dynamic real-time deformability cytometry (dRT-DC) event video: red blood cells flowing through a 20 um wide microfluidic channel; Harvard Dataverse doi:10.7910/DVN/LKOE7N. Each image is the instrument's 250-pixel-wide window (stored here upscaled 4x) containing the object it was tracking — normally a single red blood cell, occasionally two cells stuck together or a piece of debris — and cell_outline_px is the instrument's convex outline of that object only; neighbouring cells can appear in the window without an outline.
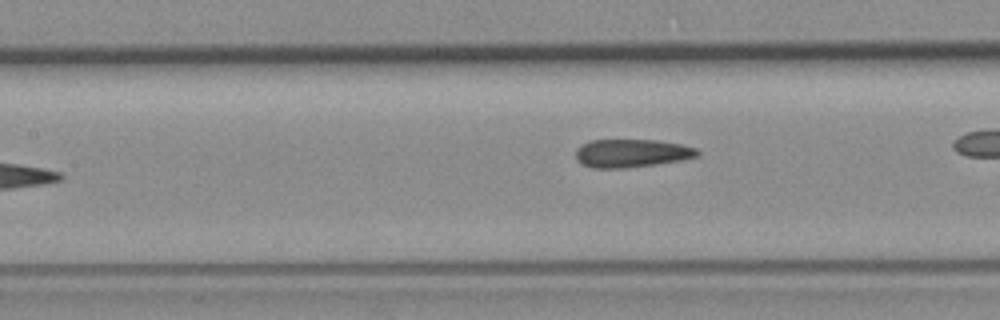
{"species": "common noctule bat (a hibernating species)", "species_latin": "Nyctalus noctula", "temperature_condition": "room temperature", "stored_images_in_passage": 28, "camera_frame_rate_fps": 3000, "um_per_image_px": 0.085, "animal": {"sex": "female", "body_mass_g": 19.3, "forearm_length_mm": 54.1}, "frame": {"image": 1, "passage_image": 5, "time_ms": 1.333, "image_size_px": [1000, 320], "cell_outline_px": [[700, 152], [696, 156], [680, 160], [656, 164], [624, 168], [592, 168], [576, 160], [576, 148], [592, 140], [656, 140], [680, 144], [696, 148]], "centroid_in_image_um": [53.67, 13.02], "position_along_channel_um": 153.7, "area_um2": 19.77}}
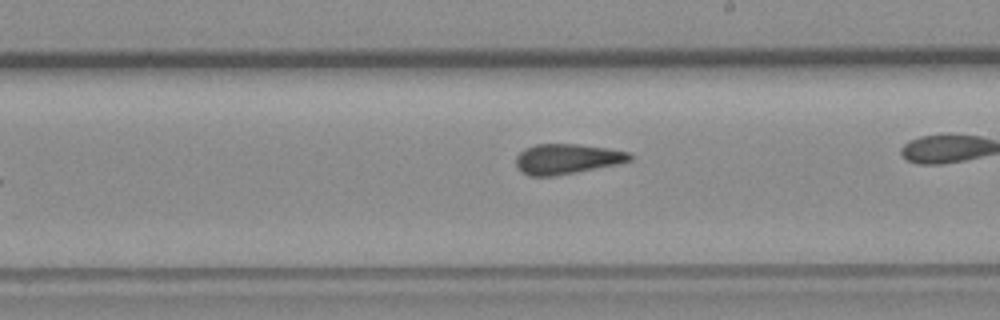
{"frame": {"image": 2, "passage_image": 12, "time_ms": 3.667, "image_size_px": [1000, 320], "cell_outline_px": [[632, 160], [616, 164], [576, 172], [552, 176], [528, 176], [520, 172], [516, 164], [516, 156], [524, 148], [536, 144], [576, 144], [608, 148], [628, 152], [632, 156]], "centroid_in_image_um": [48.14, 13.51], "position_along_channel_um": 240.9, "area_um2": 19.94}}